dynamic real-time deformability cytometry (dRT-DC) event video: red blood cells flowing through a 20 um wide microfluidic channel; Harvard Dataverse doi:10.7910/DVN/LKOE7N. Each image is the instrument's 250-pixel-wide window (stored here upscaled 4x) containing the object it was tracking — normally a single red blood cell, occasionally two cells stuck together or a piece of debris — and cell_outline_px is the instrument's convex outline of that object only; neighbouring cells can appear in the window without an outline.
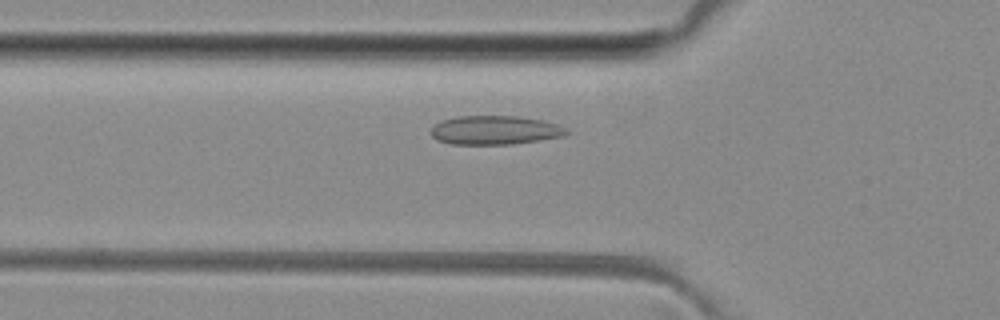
{"species": "common noctule bat (a hibernating species)", "species_latin": "Nyctalus noctula", "temperature_condition": "room temperature", "stored_images_in_passage": 38, "camera_frame_rate_fps": 3000, "um_per_image_px": 0.085, "animal": {"sex": "female", "body_mass_g": 29.2, "forearm_length_mm": 56.3}, "frame": {"image": 1, "passage_image": 5, "time_ms": 1.333, "image_size_px": [1000, 320], "cell_outline_px": [[568, 132], [564, 136], [512, 144], [452, 144], [436, 140], [432, 136], [432, 128], [440, 120], [456, 116], [516, 116], [540, 120], [556, 124], [564, 128]], "centroid_in_image_um": [42.02, 11.06], "position_along_channel_um": 83.8, "area_um2": 22.6}}
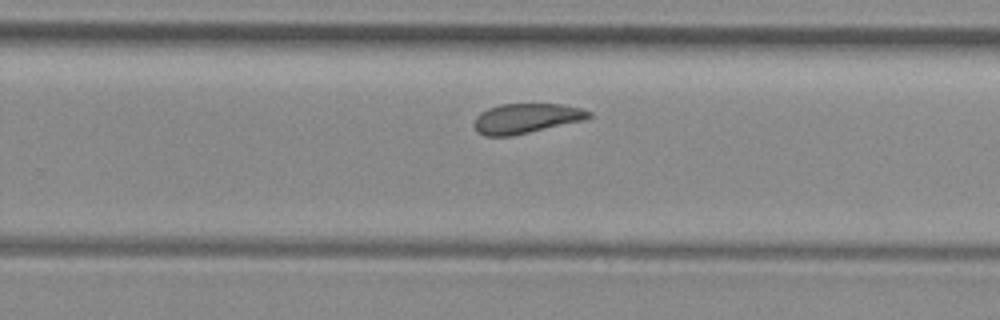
{"frame": {"image": 2, "passage_image": 20, "time_ms": 6.333, "image_size_px": [1000, 320], "cell_outline_px": [[592, 116], [584, 120], [512, 136], [484, 136], [476, 132], [472, 124], [476, 116], [480, 112], [488, 108], [500, 104], [564, 104], [584, 108], [592, 112]], "centroid_in_image_um": [44.71, 10.06], "position_along_channel_um": 285.1, "area_um2": 20.29}}
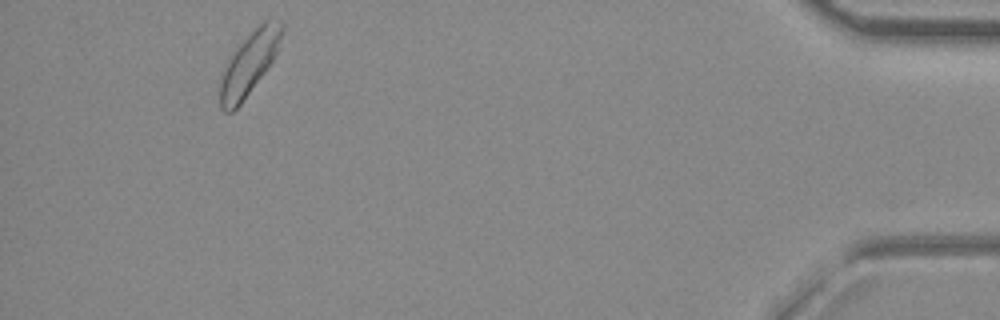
{"frame": {"image": 3, "passage_image": 35, "time_ms": 11.333, "image_size_px": [1000, 320], "cell_outline_px": [[284, 28], [276, 52], [272, 60], [264, 72], [240, 104], [232, 112], [224, 112], [220, 108], [220, 80], [228, 56], [248, 32], [268, 16], [284, 24]], "centroid_in_image_um": [21.16, 5.32], "position_along_channel_um": 414.0, "area_um2": 22.83}, "authors_computed_cell_mechanics": {"area_um2": 20.9525, "velocity_mm_per_s": 4.028, "shape_relaxation_time_tau1_ms": 5.9669, "shape_relaxation_time_tau2_ms": 1.0223, "deformation_change_tau1": 0.0959, "deformation_change_tau2": 0.0384}}